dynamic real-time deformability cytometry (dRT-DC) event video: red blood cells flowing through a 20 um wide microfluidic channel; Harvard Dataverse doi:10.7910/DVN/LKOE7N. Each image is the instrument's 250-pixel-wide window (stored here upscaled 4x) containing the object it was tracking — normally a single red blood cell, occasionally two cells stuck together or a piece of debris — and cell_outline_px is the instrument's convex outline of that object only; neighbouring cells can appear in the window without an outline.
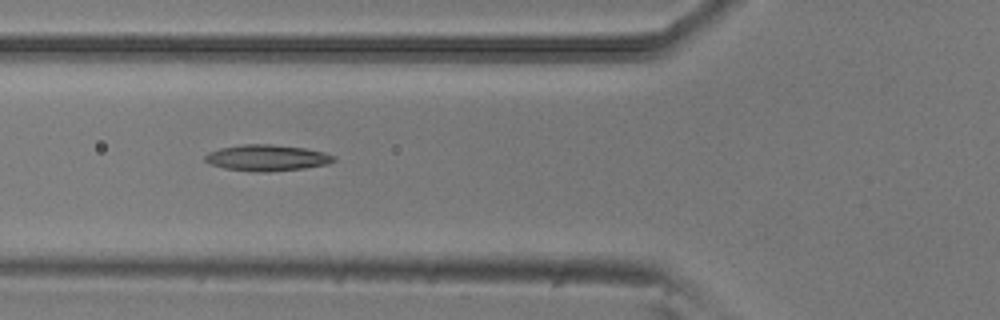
{"species": "common noctule bat (a hibernating species)", "species_latin": "Nyctalus noctula", "temperature_condition": "room temperature", "stored_images_in_passage": 6, "camera_frame_rate_fps": 3000, "um_per_image_px": 0.085, "animal": {"sex": "male", "body_mass_g": 20.5, "forearm_length_mm": 52.5}, "frame": {"image": 1, "passage_image": 3, "time_ms": 0.667, "image_size_px": [1000, 320], "cell_outline_px": [[336, 160], [328, 164], [304, 168], [268, 172], [256, 172], [224, 168], [212, 164], [204, 160], [204, 156], [208, 152], [220, 148], [244, 144], [272, 144], [304, 148], [324, 152], [336, 156]], "centroid_in_image_um": [22.7, 13.41], "position_along_channel_um": 103.1, "area_um2": 19.65}}
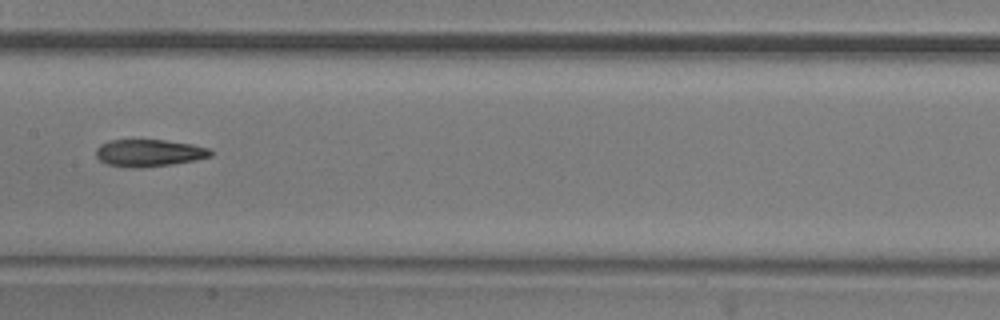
{"frame": {"image": 2, "passage_image": 5, "time_ms": 1.333, "image_size_px": [1000, 320], "cell_outline_px": [[212, 156], [196, 160], [172, 164], [140, 168], [132, 168], [108, 164], [100, 160], [96, 156], [96, 148], [100, 144], [108, 140], [164, 140], [192, 144], [208, 148], [212, 152]], "centroid_in_image_um": [12.66, 13.0], "position_along_channel_um": 194.7, "area_um2": 18.15}}
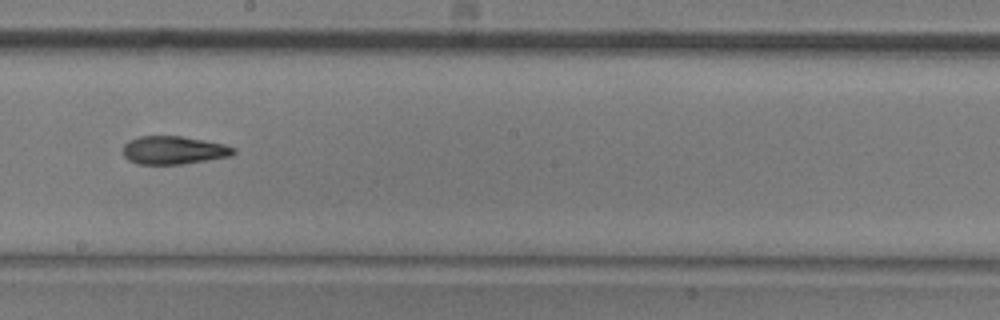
{"frame": {"image": 3, "passage_image": 6, "time_ms": 1.667, "image_size_px": [1000, 320], "cell_outline_px": [[236, 152], [232, 156], [184, 164], [136, 164], [128, 160], [124, 156], [124, 144], [128, 140], [140, 136], [180, 136], [204, 140], [224, 144], [236, 148]], "centroid_in_image_um": [14.78, 12.77], "position_along_channel_um": 233.4, "area_um2": 18.26}}